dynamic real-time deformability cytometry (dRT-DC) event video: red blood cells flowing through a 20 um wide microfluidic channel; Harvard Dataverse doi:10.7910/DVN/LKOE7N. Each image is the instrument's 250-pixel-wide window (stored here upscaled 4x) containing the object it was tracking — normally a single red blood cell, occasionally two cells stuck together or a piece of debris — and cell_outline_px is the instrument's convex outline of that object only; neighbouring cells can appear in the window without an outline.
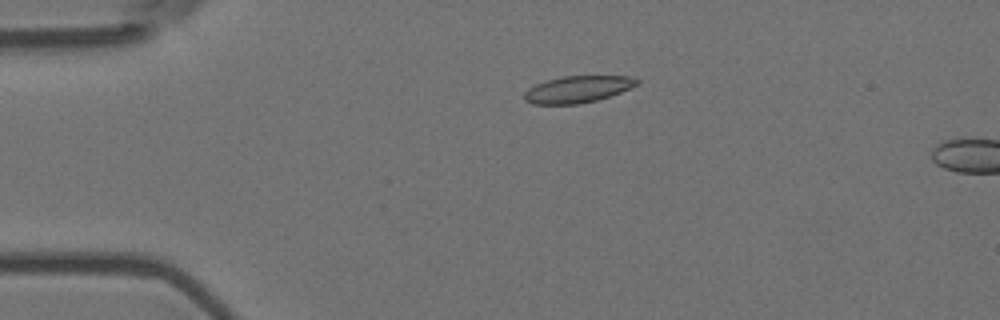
{"species": "Egyptian fruit bat (a non-hibernating species)", "species_latin": "Rousettus aegyptiacus", "temperature_condition": "room temperature", "stored_images_in_passage": 4, "camera_frame_rate_fps": 3000, "um_per_image_px": 0.085, "animal": {"sex": "female"}, "frame": {"image": 1, "passage_image": 3, "time_ms": 0.667, "image_size_px": [1000, 320], "cell_outline_px": [[640, 84], [620, 92], [596, 100], [576, 104], [532, 104], [524, 100], [524, 92], [528, 88], [536, 84], [560, 76], [632, 76], [640, 80]], "centroid_in_image_um": [49.1, 7.58], "position_along_channel_um": 35.9, "area_um2": 17.57}}